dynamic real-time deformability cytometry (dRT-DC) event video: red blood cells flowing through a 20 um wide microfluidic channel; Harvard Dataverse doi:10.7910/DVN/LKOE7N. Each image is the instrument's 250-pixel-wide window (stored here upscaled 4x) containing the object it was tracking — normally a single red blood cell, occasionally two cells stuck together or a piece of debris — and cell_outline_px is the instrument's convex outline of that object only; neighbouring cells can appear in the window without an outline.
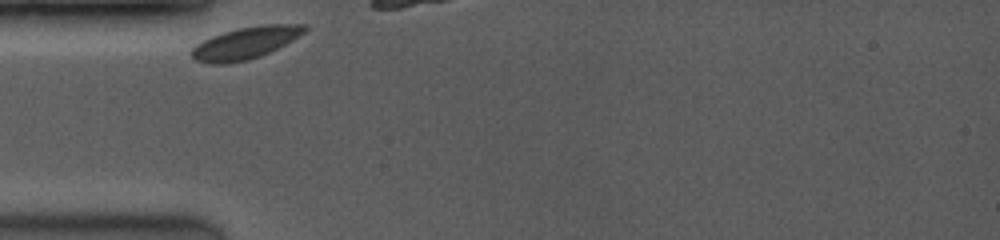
{"species": "common noctule bat (a hibernating species)", "species_latin": "Nyctalus noctula", "temperature_condition": "room temperature", "stored_images_in_passage": 3, "camera_frame_rate_fps": 3500, "um_per_image_px": 0.085, "animal": {"sex": "female", "body_mass_g": 19.0, "forearm_length_mm": 53.3}, "frame": {"image": 1, "passage_image": 1, "time_ms": 0.0, "image_size_px": [1000, 240], "cell_outline_px": [[308, 28], [304, 32], [292, 40], [260, 56], [248, 60], [228, 64], [212, 64], [196, 60], [192, 56], [192, 48], [196, 44], [212, 36], [236, 28], [264, 24], [308, 24]], "centroid_in_image_um": [20.87, 3.64], "position_along_channel_um": 64.1, "area_um2": 20.92}}